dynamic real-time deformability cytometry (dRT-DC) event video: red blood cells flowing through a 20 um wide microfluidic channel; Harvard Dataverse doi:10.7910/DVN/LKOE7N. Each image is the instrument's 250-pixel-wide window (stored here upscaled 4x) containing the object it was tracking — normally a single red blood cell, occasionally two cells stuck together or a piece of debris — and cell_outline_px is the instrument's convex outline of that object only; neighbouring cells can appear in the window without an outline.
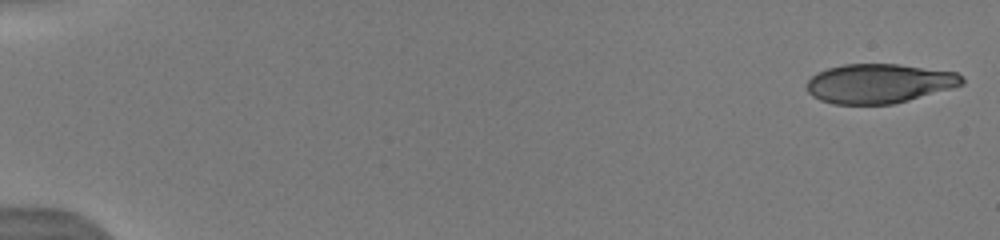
{"species": "human", "species_latin": "Homo sapiens", "temperature_condition": "warm", "stored_images_in_passage": 23, "camera_frame_rate_fps": 3000, "um_per_image_px": 0.085, "donor": {"sex": "male"}, "frame": {"image": 1, "passage_image": 1, "time_ms": 0.0, "image_size_px": [1000, 240], "cell_outline_px": [[964, 84], [952, 88], [908, 100], [892, 104], [832, 104], [820, 100], [812, 96], [808, 92], [808, 80], [816, 72], [828, 68], [844, 64], [900, 64], [956, 72], [964, 80]], "centroid_in_image_um": [74.71, 7.09], "position_along_channel_um": 10.3, "area_um2": 35.55}}
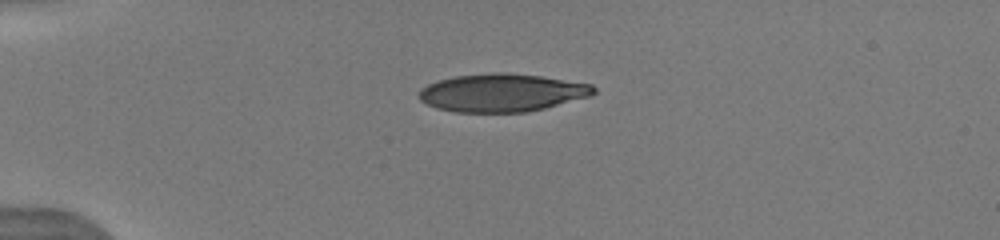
{"frame": {"image": 2, "passage_image": 13, "time_ms": 4.0, "image_size_px": [1000, 240], "cell_outline_px": [[596, 92], [592, 96], [528, 112], [456, 112], [436, 108], [420, 100], [420, 88], [428, 84], [440, 80], [456, 76], [492, 72], [504, 72], [540, 76], [592, 84], [596, 88]], "centroid_in_image_um": [42.7, 7.88], "position_along_channel_um": 42.3, "area_um2": 38.61}}